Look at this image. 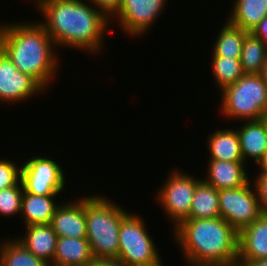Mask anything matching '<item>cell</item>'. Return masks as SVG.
I'll return each instance as SVG.
<instances>
[{"mask_svg": "<svg viewBox=\"0 0 267 266\" xmlns=\"http://www.w3.org/2000/svg\"><path fill=\"white\" fill-rule=\"evenodd\" d=\"M87 266H128L117 260H107V259H94Z\"/></svg>", "mask_w": 267, "mask_h": 266, "instance_id": "31", "label": "cell"}, {"mask_svg": "<svg viewBox=\"0 0 267 266\" xmlns=\"http://www.w3.org/2000/svg\"><path fill=\"white\" fill-rule=\"evenodd\" d=\"M31 1V3H32V1H33V3L35 4V5H38L40 2H42L43 0H30Z\"/></svg>", "mask_w": 267, "mask_h": 266, "instance_id": "38", "label": "cell"}, {"mask_svg": "<svg viewBox=\"0 0 267 266\" xmlns=\"http://www.w3.org/2000/svg\"><path fill=\"white\" fill-rule=\"evenodd\" d=\"M85 1L43 0L35 7L45 19L39 23L57 48L63 46L98 55L101 49H105L103 36L113 23L92 3Z\"/></svg>", "mask_w": 267, "mask_h": 266, "instance_id": "1", "label": "cell"}, {"mask_svg": "<svg viewBox=\"0 0 267 266\" xmlns=\"http://www.w3.org/2000/svg\"><path fill=\"white\" fill-rule=\"evenodd\" d=\"M93 260L87 238L57 237L53 262L49 266H87Z\"/></svg>", "mask_w": 267, "mask_h": 266, "instance_id": "17", "label": "cell"}, {"mask_svg": "<svg viewBox=\"0 0 267 266\" xmlns=\"http://www.w3.org/2000/svg\"><path fill=\"white\" fill-rule=\"evenodd\" d=\"M0 49L19 71L34 78L45 90L58 75L57 47L39 21L2 22Z\"/></svg>", "mask_w": 267, "mask_h": 266, "instance_id": "2", "label": "cell"}, {"mask_svg": "<svg viewBox=\"0 0 267 266\" xmlns=\"http://www.w3.org/2000/svg\"><path fill=\"white\" fill-rule=\"evenodd\" d=\"M260 75H261L262 79L264 80V82H265L266 85H267V62H266L265 65L263 66Z\"/></svg>", "mask_w": 267, "mask_h": 266, "instance_id": "35", "label": "cell"}, {"mask_svg": "<svg viewBox=\"0 0 267 266\" xmlns=\"http://www.w3.org/2000/svg\"><path fill=\"white\" fill-rule=\"evenodd\" d=\"M21 163L0 157V190L15 186L21 180Z\"/></svg>", "mask_w": 267, "mask_h": 266, "instance_id": "27", "label": "cell"}, {"mask_svg": "<svg viewBox=\"0 0 267 266\" xmlns=\"http://www.w3.org/2000/svg\"><path fill=\"white\" fill-rule=\"evenodd\" d=\"M221 27L212 46V56L240 59L244 38L249 32L230 24L227 20Z\"/></svg>", "mask_w": 267, "mask_h": 266, "instance_id": "22", "label": "cell"}, {"mask_svg": "<svg viewBox=\"0 0 267 266\" xmlns=\"http://www.w3.org/2000/svg\"><path fill=\"white\" fill-rule=\"evenodd\" d=\"M23 192L24 189L21 180L13 187L0 190L1 217H14L17 213H21Z\"/></svg>", "mask_w": 267, "mask_h": 266, "instance_id": "26", "label": "cell"}, {"mask_svg": "<svg viewBox=\"0 0 267 266\" xmlns=\"http://www.w3.org/2000/svg\"><path fill=\"white\" fill-rule=\"evenodd\" d=\"M60 203L51 220L57 237L87 238L85 196Z\"/></svg>", "mask_w": 267, "mask_h": 266, "instance_id": "12", "label": "cell"}, {"mask_svg": "<svg viewBox=\"0 0 267 266\" xmlns=\"http://www.w3.org/2000/svg\"><path fill=\"white\" fill-rule=\"evenodd\" d=\"M58 195H34L23 192L21 213L23 226L50 224L56 209L60 205L55 198ZM55 199V200H54ZM58 203V204H57Z\"/></svg>", "mask_w": 267, "mask_h": 266, "instance_id": "18", "label": "cell"}, {"mask_svg": "<svg viewBox=\"0 0 267 266\" xmlns=\"http://www.w3.org/2000/svg\"><path fill=\"white\" fill-rule=\"evenodd\" d=\"M220 217L219 190L201 180L196 187L188 219Z\"/></svg>", "mask_w": 267, "mask_h": 266, "instance_id": "21", "label": "cell"}, {"mask_svg": "<svg viewBox=\"0 0 267 266\" xmlns=\"http://www.w3.org/2000/svg\"><path fill=\"white\" fill-rule=\"evenodd\" d=\"M253 178L255 179L253 183L258 193L261 210L263 213L267 214V175L257 174V176Z\"/></svg>", "mask_w": 267, "mask_h": 266, "instance_id": "28", "label": "cell"}, {"mask_svg": "<svg viewBox=\"0 0 267 266\" xmlns=\"http://www.w3.org/2000/svg\"><path fill=\"white\" fill-rule=\"evenodd\" d=\"M150 266H165V265H164V263L162 264V258H161L158 262H156Z\"/></svg>", "mask_w": 267, "mask_h": 266, "instance_id": "37", "label": "cell"}, {"mask_svg": "<svg viewBox=\"0 0 267 266\" xmlns=\"http://www.w3.org/2000/svg\"><path fill=\"white\" fill-rule=\"evenodd\" d=\"M0 266H49L43 259L36 257L18 240L11 237L0 242Z\"/></svg>", "mask_w": 267, "mask_h": 266, "instance_id": "24", "label": "cell"}, {"mask_svg": "<svg viewBox=\"0 0 267 266\" xmlns=\"http://www.w3.org/2000/svg\"><path fill=\"white\" fill-rule=\"evenodd\" d=\"M267 258V214L239 231L237 266Z\"/></svg>", "mask_w": 267, "mask_h": 266, "instance_id": "13", "label": "cell"}, {"mask_svg": "<svg viewBox=\"0 0 267 266\" xmlns=\"http://www.w3.org/2000/svg\"><path fill=\"white\" fill-rule=\"evenodd\" d=\"M44 91L34 78L19 71L0 49V105L13 103L11 105L15 106L22 101L25 103L29 98L45 93Z\"/></svg>", "mask_w": 267, "mask_h": 266, "instance_id": "11", "label": "cell"}, {"mask_svg": "<svg viewBox=\"0 0 267 266\" xmlns=\"http://www.w3.org/2000/svg\"><path fill=\"white\" fill-rule=\"evenodd\" d=\"M240 62L245 74H260L267 62V44L249 32L244 38Z\"/></svg>", "mask_w": 267, "mask_h": 266, "instance_id": "23", "label": "cell"}, {"mask_svg": "<svg viewBox=\"0 0 267 266\" xmlns=\"http://www.w3.org/2000/svg\"><path fill=\"white\" fill-rule=\"evenodd\" d=\"M21 182L27 193L34 195H59L65 189V174L56 160L32 156L21 164Z\"/></svg>", "mask_w": 267, "mask_h": 266, "instance_id": "8", "label": "cell"}, {"mask_svg": "<svg viewBox=\"0 0 267 266\" xmlns=\"http://www.w3.org/2000/svg\"><path fill=\"white\" fill-rule=\"evenodd\" d=\"M226 20L243 30H252L267 16V0H234Z\"/></svg>", "mask_w": 267, "mask_h": 266, "instance_id": "20", "label": "cell"}, {"mask_svg": "<svg viewBox=\"0 0 267 266\" xmlns=\"http://www.w3.org/2000/svg\"><path fill=\"white\" fill-rule=\"evenodd\" d=\"M241 122L243 124L238 128L236 126V130L243 161L247 164L248 159L251 158L258 166L267 154V133L264 122L261 119Z\"/></svg>", "mask_w": 267, "mask_h": 266, "instance_id": "15", "label": "cell"}, {"mask_svg": "<svg viewBox=\"0 0 267 266\" xmlns=\"http://www.w3.org/2000/svg\"><path fill=\"white\" fill-rule=\"evenodd\" d=\"M175 168L170 170L165 182L159 187L156 201H159L161 209L173 224L171 230L190 216L191 203L197 184L202 178H196L192 174Z\"/></svg>", "mask_w": 267, "mask_h": 266, "instance_id": "7", "label": "cell"}, {"mask_svg": "<svg viewBox=\"0 0 267 266\" xmlns=\"http://www.w3.org/2000/svg\"><path fill=\"white\" fill-rule=\"evenodd\" d=\"M129 212L123 219L119 231V253L117 261L128 266H150L161 257L141 215Z\"/></svg>", "mask_w": 267, "mask_h": 266, "instance_id": "6", "label": "cell"}, {"mask_svg": "<svg viewBox=\"0 0 267 266\" xmlns=\"http://www.w3.org/2000/svg\"><path fill=\"white\" fill-rule=\"evenodd\" d=\"M183 260H186L185 263L187 266H221L218 264L194 262V261L187 260V259H183Z\"/></svg>", "mask_w": 267, "mask_h": 266, "instance_id": "33", "label": "cell"}, {"mask_svg": "<svg viewBox=\"0 0 267 266\" xmlns=\"http://www.w3.org/2000/svg\"><path fill=\"white\" fill-rule=\"evenodd\" d=\"M23 235L15 238L27 250L36 257L43 259L49 265L53 262L56 250L57 234L53 231L51 224H39L24 226Z\"/></svg>", "mask_w": 267, "mask_h": 266, "instance_id": "16", "label": "cell"}, {"mask_svg": "<svg viewBox=\"0 0 267 266\" xmlns=\"http://www.w3.org/2000/svg\"><path fill=\"white\" fill-rule=\"evenodd\" d=\"M220 94V111L228 120H260L267 113V85L260 74H244Z\"/></svg>", "mask_w": 267, "mask_h": 266, "instance_id": "5", "label": "cell"}, {"mask_svg": "<svg viewBox=\"0 0 267 266\" xmlns=\"http://www.w3.org/2000/svg\"><path fill=\"white\" fill-rule=\"evenodd\" d=\"M261 120L264 122V126L267 133V113L261 118Z\"/></svg>", "mask_w": 267, "mask_h": 266, "instance_id": "36", "label": "cell"}, {"mask_svg": "<svg viewBox=\"0 0 267 266\" xmlns=\"http://www.w3.org/2000/svg\"><path fill=\"white\" fill-rule=\"evenodd\" d=\"M259 172L257 174H266L267 175V154L264 160L258 165Z\"/></svg>", "mask_w": 267, "mask_h": 266, "instance_id": "34", "label": "cell"}, {"mask_svg": "<svg viewBox=\"0 0 267 266\" xmlns=\"http://www.w3.org/2000/svg\"><path fill=\"white\" fill-rule=\"evenodd\" d=\"M212 71L216 88L221 92L225 87L235 83L245 73L240 59L212 56Z\"/></svg>", "mask_w": 267, "mask_h": 266, "instance_id": "25", "label": "cell"}, {"mask_svg": "<svg viewBox=\"0 0 267 266\" xmlns=\"http://www.w3.org/2000/svg\"><path fill=\"white\" fill-rule=\"evenodd\" d=\"M252 184L219 190L220 217L238 232L263 214L257 190Z\"/></svg>", "mask_w": 267, "mask_h": 266, "instance_id": "9", "label": "cell"}, {"mask_svg": "<svg viewBox=\"0 0 267 266\" xmlns=\"http://www.w3.org/2000/svg\"><path fill=\"white\" fill-rule=\"evenodd\" d=\"M214 131L206 140L210 154L209 160L243 161L236 128H219Z\"/></svg>", "mask_w": 267, "mask_h": 266, "instance_id": "19", "label": "cell"}, {"mask_svg": "<svg viewBox=\"0 0 267 266\" xmlns=\"http://www.w3.org/2000/svg\"><path fill=\"white\" fill-rule=\"evenodd\" d=\"M100 195L85 196L87 240L94 259L117 260L120 225L129 212Z\"/></svg>", "mask_w": 267, "mask_h": 266, "instance_id": "4", "label": "cell"}, {"mask_svg": "<svg viewBox=\"0 0 267 266\" xmlns=\"http://www.w3.org/2000/svg\"><path fill=\"white\" fill-rule=\"evenodd\" d=\"M208 161L206 179L202 180L217 190L239 188L251 181L244 161Z\"/></svg>", "mask_w": 267, "mask_h": 266, "instance_id": "14", "label": "cell"}, {"mask_svg": "<svg viewBox=\"0 0 267 266\" xmlns=\"http://www.w3.org/2000/svg\"><path fill=\"white\" fill-rule=\"evenodd\" d=\"M172 231L184 259L237 266L239 232L223 218L186 219Z\"/></svg>", "mask_w": 267, "mask_h": 266, "instance_id": "3", "label": "cell"}, {"mask_svg": "<svg viewBox=\"0 0 267 266\" xmlns=\"http://www.w3.org/2000/svg\"><path fill=\"white\" fill-rule=\"evenodd\" d=\"M244 266H267V258L247 262Z\"/></svg>", "mask_w": 267, "mask_h": 266, "instance_id": "32", "label": "cell"}, {"mask_svg": "<svg viewBox=\"0 0 267 266\" xmlns=\"http://www.w3.org/2000/svg\"><path fill=\"white\" fill-rule=\"evenodd\" d=\"M252 33L267 44V16L252 30Z\"/></svg>", "mask_w": 267, "mask_h": 266, "instance_id": "30", "label": "cell"}, {"mask_svg": "<svg viewBox=\"0 0 267 266\" xmlns=\"http://www.w3.org/2000/svg\"><path fill=\"white\" fill-rule=\"evenodd\" d=\"M111 19L118 11L122 0H88Z\"/></svg>", "mask_w": 267, "mask_h": 266, "instance_id": "29", "label": "cell"}, {"mask_svg": "<svg viewBox=\"0 0 267 266\" xmlns=\"http://www.w3.org/2000/svg\"><path fill=\"white\" fill-rule=\"evenodd\" d=\"M167 2L168 0H122L110 21L118 22V28L127 36L141 37L152 29L155 20L165 12Z\"/></svg>", "mask_w": 267, "mask_h": 266, "instance_id": "10", "label": "cell"}]
</instances>
